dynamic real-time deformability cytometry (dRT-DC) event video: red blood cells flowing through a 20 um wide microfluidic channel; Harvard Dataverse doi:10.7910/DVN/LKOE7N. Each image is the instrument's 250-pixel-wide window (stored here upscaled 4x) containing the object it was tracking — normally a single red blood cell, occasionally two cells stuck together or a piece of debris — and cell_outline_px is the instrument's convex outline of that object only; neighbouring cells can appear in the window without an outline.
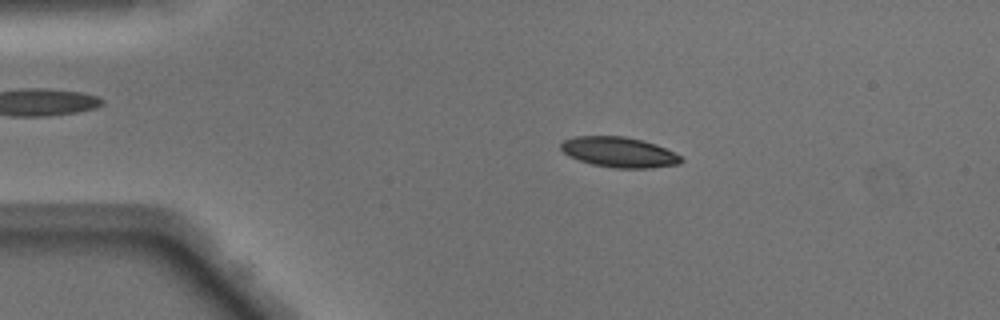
{"species": "Egyptian fruit bat (a non-hibernating species)", "species_latin": "Rousettus aegyptiacus", "temperature_condition": "warm", "stored_images_in_passage": 48, "camera_frame_rate_fps": 3000, "um_per_image_px": 0.085, "animal": {"sex": "male"}, "frame": {"image": 1, "passage_image": 9, "time_ms": 2.667, "image_size_px": [1000, 320], "cell_outline_px": [[684, 160], [680, 164], [652, 168], [612, 168], [592, 164], [568, 156], [560, 148], [560, 144], [564, 140], [572, 136], [624, 136], [644, 140], [656, 144], [680, 156]], "centroid_in_image_um": [52.61, 12.93], "position_along_channel_um": 32.4, "area_um2": 21.33}}
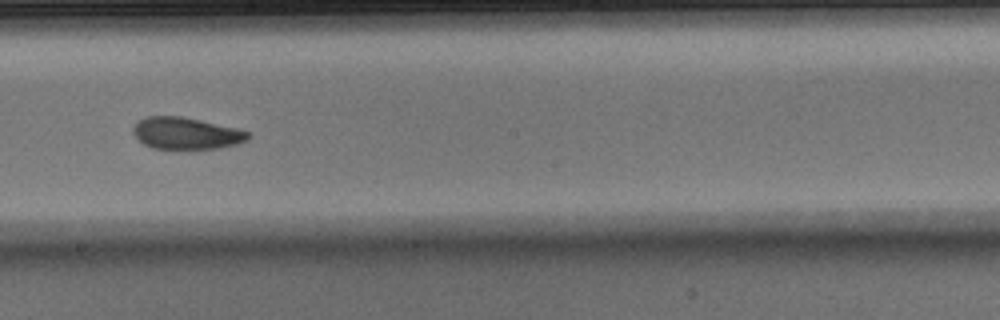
{"frame": {"image": 2, "passage_image": 27, "time_ms": 8.667, "image_size_px": [1000, 320], "cell_outline_px": [[252, 136], [248, 140], [236, 144], [220, 148], [188, 152], [152, 148], [144, 144], [132, 132], [132, 128], [144, 116], [184, 116], [236, 128], [248, 132]], "centroid_in_image_um": [15.84, 11.38], "position_along_channel_um": 232.4, "area_um2": 22.2}}
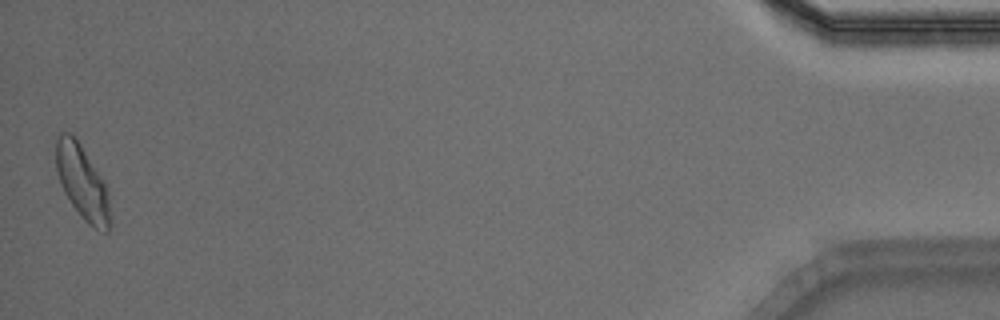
{"frame": {"image": 3, "passage_image": 48, "time_ms": 15.667, "image_size_px": [1000, 320], "cell_outline_px": [[112, 224], [108, 232], [104, 232], [92, 228], [80, 216], [64, 192], [60, 184], [56, 168], [56, 140], [60, 132], [68, 132], [80, 144], [104, 184], [108, 192], [112, 216]], "centroid_in_image_um": [7.02, 15.59], "position_along_channel_um": 428.2, "area_um2": 23.29}, "authors_computed_cell_mechanics": {"area_um2": 21.7039, "velocity_mm_per_s": 4.1055, "shape_relaxation_time_tau1_ms": 4.1157, "shape_relaxation_time_tau2_ms": 2.129, "deformation_change_tau1": 0.1389, "deformation_change_tau2": 0.0748}}